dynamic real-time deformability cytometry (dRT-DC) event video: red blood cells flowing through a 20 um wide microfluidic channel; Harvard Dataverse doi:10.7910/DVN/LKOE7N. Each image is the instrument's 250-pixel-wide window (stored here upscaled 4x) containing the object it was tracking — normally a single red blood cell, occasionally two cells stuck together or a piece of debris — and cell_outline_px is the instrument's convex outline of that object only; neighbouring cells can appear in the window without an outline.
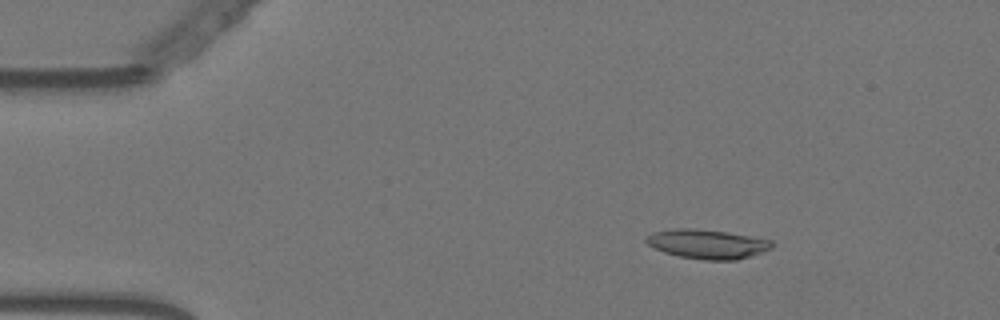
{"species": "Egyptian fruit bat (a non-hibernating species)", "species_latin": "Rousettus aegyptiacus", "temperature_condition": "warm", "stored_images_in_passage": 57, "camera_frame_rate_fps": 3000, "um_per_image_px": 0.085, "animal": {"sex": "female"}, "frame": {"image": 1, "passage_image": 9, "time_ms": 2.667, "image_size_px": [1000, 320], "cell_outline_px": [[776, 244], [772, 248], [752, 256], [736, 260], [704, 260], [680, 256], [664, 252], [648, 244], [644, 240], [652, 232], [672, 228], [696, 228], [728, 232], [772, 240]], "centroid_in_image_um": [60.16, 20.73], "position_along_channel_um": 24.8, "area_um2": 21.62}}
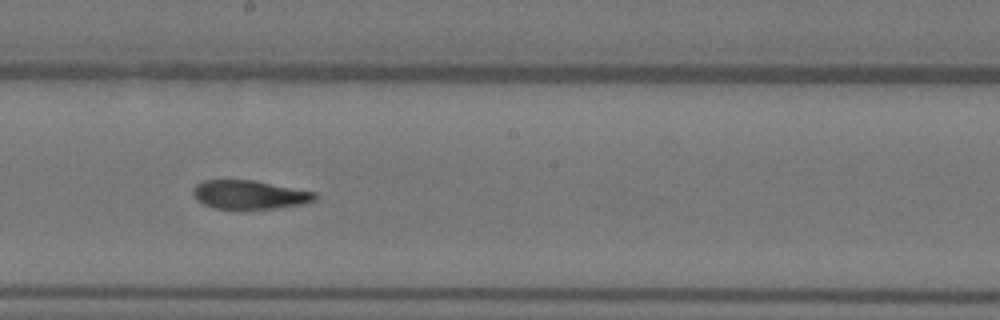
{"frame": {"image": 2, "passage_image": 32, "time_ms": 10.333, "image_size_px": [1000, 320], "cell_outline_px": [[316, 200], [304, 204], [276, 208], [244, 212], [212, 208], [196, 200], [192, 192], [192, 188], [196, 184], [204, 180], [252, 180], [316, 192]], "centroid_in_image_um": [21.17, 16.6], "position_along_channel_um": 227.0, "area_um2": 21.21}}
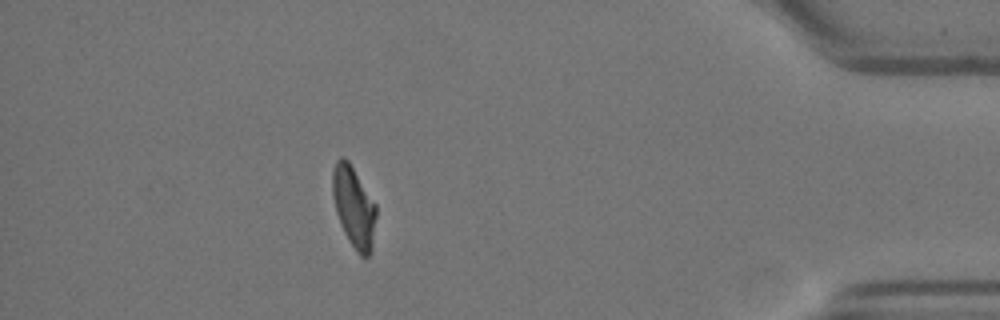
{"frame": {"image": 3, "passage_image": 51, "time_ms": 16.667, "image_size_px": [1000, 320], "cell_outline_px": [[376, 216], [372, 248], [368, 256], [360, 256], [356, 252], [348, 240], [340, 224], [336, 212], [332, 196], [332, 172], [336, 160], [340, 156], [344, 156], [348, 160], [376, 204]], "centroid_in_image_um": [30.06, 17.58], "position_along_channel_um": 405.1, "area_um2": 20.69}, "authors_computed_cell_mechanics": {"area_um2": 21.2704, "velocity_mm_per_s": 3.57, "shape_relaxation_time_tau1_ms": null, "shape_relaxation_time_tau2_ms": 2.4817, "deformation_change_tau1": null, "deformation_change_tau2": 0.1034}}